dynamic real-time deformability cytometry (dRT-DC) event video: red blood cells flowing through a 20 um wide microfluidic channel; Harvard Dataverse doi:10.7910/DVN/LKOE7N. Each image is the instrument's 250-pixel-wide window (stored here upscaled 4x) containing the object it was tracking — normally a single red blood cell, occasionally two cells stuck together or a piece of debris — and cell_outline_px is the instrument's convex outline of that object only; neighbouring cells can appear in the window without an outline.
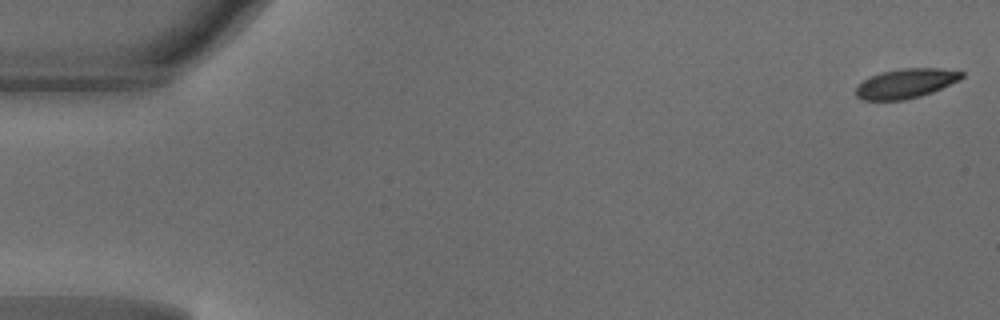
{"species": "common noctule bat (a hibernating species)", "species_latin": "Nyctalus noctula", "temperature_condition": "warm", "stored_images_in_passage": 9, "camera_frame_rate_fps": 3000, "um_per_image_px": 0.085, "animal": {"sex": "male", "body_mass_g": 18.8}, "frame": {"image": 1, "passage_image": 1, "time_ms": 0.0, "image_size_px": [1000, 320], "cell_outline_px": [[964, 76], [960, 80], [932, 92], [920, 96], [904, 100], [864, 100], [856, 96], [856, 84], [880, 72], [900, 68], [940, 68], [964, 72]], "centroid_in_image_um": [76.99, 7.08], "position_along_channel_um": 8.0, "area_um2": 18.26}}